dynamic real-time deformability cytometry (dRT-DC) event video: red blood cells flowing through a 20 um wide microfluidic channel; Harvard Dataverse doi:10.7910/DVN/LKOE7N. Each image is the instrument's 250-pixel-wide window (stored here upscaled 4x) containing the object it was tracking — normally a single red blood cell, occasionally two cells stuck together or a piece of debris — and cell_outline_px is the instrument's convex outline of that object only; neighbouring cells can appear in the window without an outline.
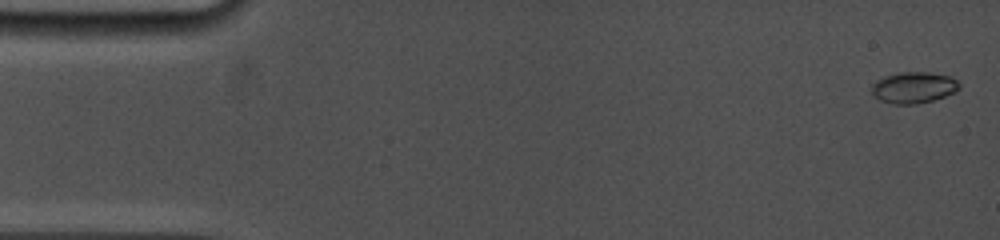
{"species": "common noctule bat (a hibernating species)", "species_latin": "Nyctalus noctula", "temperature_condition": "cold", "stored_images_in_passage": 19, "camera_frame_rate_fps": 5000, "um_per_image_px": 0.085, "animal": {"sex": "female", "body_mass_g": 19.0, "forearm_length_mm": 53.3}, "frame": {"image": 1, "passage_image": 1, "time_ms": 0.0, "image_size_px": [1000, 240], "cell_outline_px": [[960, 88], [956, 92], [932, 100], [916, 104], [892, 104], [880, 100], [872, 92], [872, 84], [876, 80], [884, 76], [900, 72], [928, 72], [948, 76], [956, 80], [960, 84]], "centroid_in_image_um": [77.66, 7.44], "position_along_channel_um": 7.3, "area_um2": 15.9}}
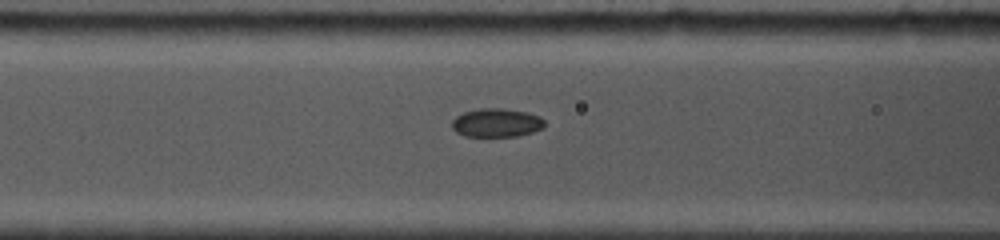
{"frame": {"image": 2, "passage_image": 12, "time_ms": 6.4, "image_size_px": [1000, 240], "cell_outline_px": [[544, 128], [532, 132], [516, 136], [464, 136], [456, 132], [452, 128], [452, 120], [456, 116], [464, 112], [480, 108], [504, 108], [528, 112], [540, 116], [544, 120]], "centroid_in_image_um": [42.21, 10.42], "position_along_channel_um": 124.4, "area_um2": 15.55}}
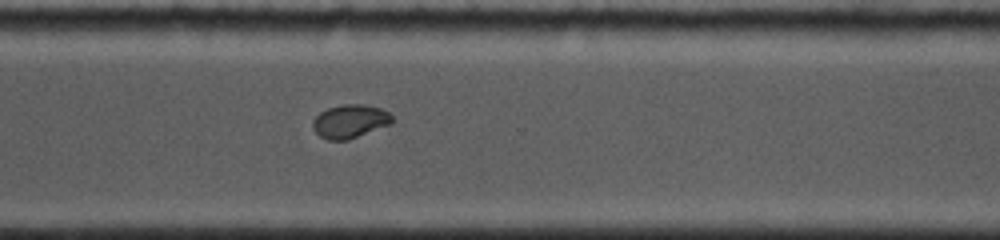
{"frame": {"image": 3, "passage_image": 19, "time_ms": 12.0, "image_size_px": [1000, 240], "cell_outline_px": [[392, 124], [348, 140], [328, 140], [320, 136], [312, 128], [312, 120], [320, 112], [328, 108], [344, 104], [364, 104], [380, 108], [388, 112], [392, 116]], "centroid_in_image_um": [29.74, 10.31], "position_along_channel_um": 340.9, "area_um2": 15.55}}